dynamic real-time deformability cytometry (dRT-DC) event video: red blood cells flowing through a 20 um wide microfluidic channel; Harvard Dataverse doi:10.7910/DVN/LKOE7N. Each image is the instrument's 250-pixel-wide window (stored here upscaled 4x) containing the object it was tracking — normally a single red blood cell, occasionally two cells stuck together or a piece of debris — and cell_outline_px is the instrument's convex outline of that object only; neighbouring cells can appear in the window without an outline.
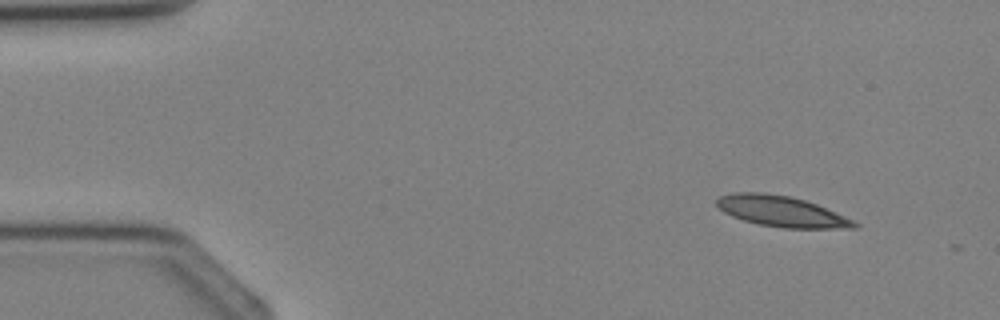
{"species": "Egyptian fruit bat (a non-hibernating species)", "species_latin": "Rousettus aegyptiacus", "temperature_condition": "cold", "stored_images_in_passage": 3, "camera_frame_rate_fps": 3000, "um_per_image_px": 0.085, "animal": {"sex": "female"}, "frame": {"image": 1, "passage_image": 1, "time_ms": 0.0, "image_size_px": [1000, 320], "cell_outline_px": [[860, 224], [856, 228], [784, 228], [760, 224], [744, 220], [732, 216], [724, 212], [716, 204], [716, 200], [720, 196], [736, 192], [764, 192], [792, 196], [816, 204], [844, 216]], "centroid_in_image_um": [66.41, 17.95], "position_along_channel_um": 18.6, "area_um2": 24.45}}